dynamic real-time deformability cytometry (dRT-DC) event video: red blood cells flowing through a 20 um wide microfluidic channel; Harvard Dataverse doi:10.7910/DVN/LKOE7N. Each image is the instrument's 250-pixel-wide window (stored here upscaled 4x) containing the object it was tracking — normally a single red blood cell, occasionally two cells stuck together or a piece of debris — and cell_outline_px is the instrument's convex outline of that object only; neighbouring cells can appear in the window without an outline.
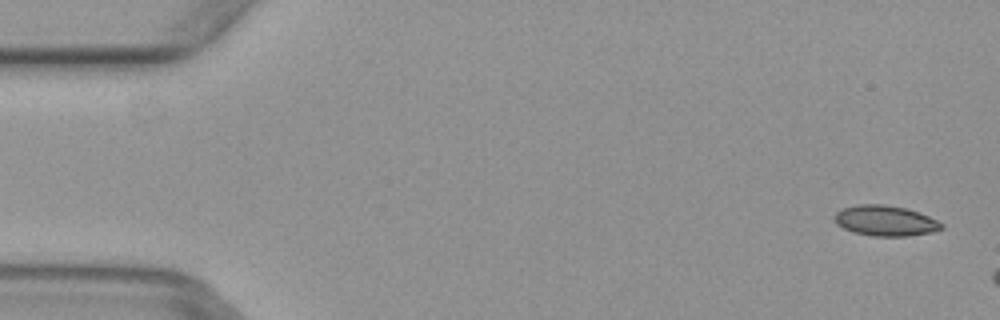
{"species": "common noctule bat (a hibernating species)", "species_latin": "Nyctalus noctula", "temperature_condition": "warm", "stored_images_in_passage": 3, "camera_frame_rate_fps": 3000, "um_per_image_px": 0.085, "animal": {"sex": "female", "body_mass_g": 29.2, "forearm_length_mm": 56.3}, "frame": {"image": 1, "passage_image": 1, "time_ms": 0.0, "image_size_px": [1000, 320], "cell_outline_px": [[944, 228], [932, 232], [908, 236], [872, 236], [852, 232], [836, 224], [832, 220], [836, 212], [844, 208], [856, 204], [884, 204], [904, 208], [920, 212], [944, 224]], "centroid_in_image_um": [75.24, 18.76], "position_along_channel_um": 9.8, "area_um2": 19.13}}